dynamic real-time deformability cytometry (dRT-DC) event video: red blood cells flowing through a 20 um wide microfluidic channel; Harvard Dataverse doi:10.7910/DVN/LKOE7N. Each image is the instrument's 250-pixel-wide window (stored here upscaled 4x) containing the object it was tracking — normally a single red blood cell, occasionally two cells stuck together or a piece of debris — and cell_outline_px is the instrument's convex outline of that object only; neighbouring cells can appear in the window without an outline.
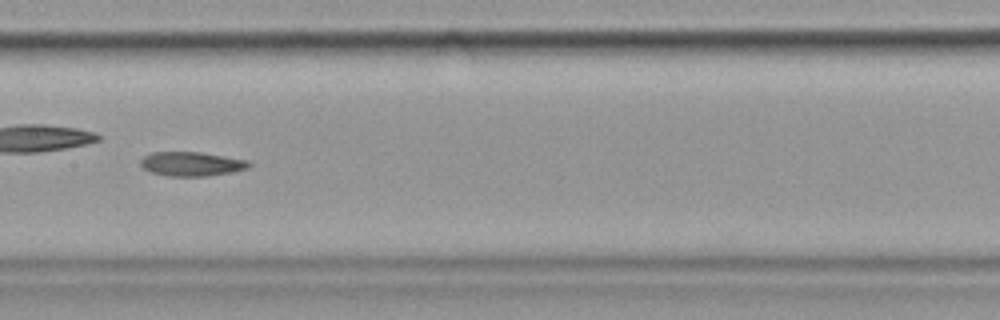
{"species": "common noctule bat (a hibernating species)", "species_latin": "Nyctalus noctula", "temperature_condition": "cold", "stored_images_in_passage": 37, "camera_frame_rate_fps": 3000, "um_per_image_px": 0.085, "animal": {"sex": "female", "body_mass_g": 19.9}, "frame": {"image": 1, "passage_image": 11, "time_ms": 3.333, "image_size_px": [1000, 320], "cell_outline_px": [[252, 164], [248, 168], [232, 172], [204, 176], [168, 176], [152, 172], [144, 168], [140, 164], [140, 160], [144, 156], [152, 152], [200, 152], [248, 160]], "centroid_in_image_um": [16.29, 13.93], "position_along_channel_um": 191.1, "area_um2": 15.2}, "authors_computed_cell_mechanics": {"area_um2": 15.6638, "velocity_mm_per_s": 3.5844, "shape_relaxation_time_tau1_ms": 10.2264, "shape_relaxation_time_tau2_ms": 9.0874, "deformation_change_tau1": 0.2432, "deformation_change_tau2": 0.2094}}